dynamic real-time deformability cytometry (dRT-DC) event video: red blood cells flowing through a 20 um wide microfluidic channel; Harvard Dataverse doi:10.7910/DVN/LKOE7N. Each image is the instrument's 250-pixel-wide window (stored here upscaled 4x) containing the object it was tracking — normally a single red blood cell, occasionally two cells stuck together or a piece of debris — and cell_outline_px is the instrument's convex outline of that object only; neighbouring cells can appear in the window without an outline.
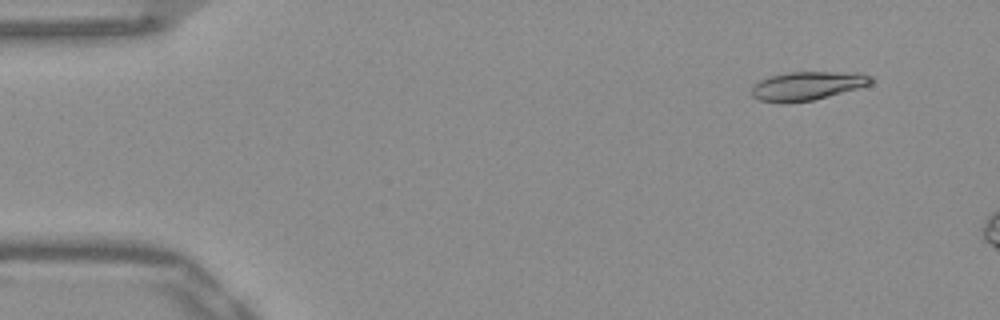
{"species": "Egyptian fruit bat (a non-hibernating species)", "species_latin": "Rousettus aegyptiacus", "temperature_condition": "warm", "stored_images_in_passage": 10, "camera_frame_rate_fps": 3000, "um_per_image_px": 0.085, "frame": {"image": 1, "passage_image": 5, "time_ms": 1.333, "image_size_px": [1000, 320], "cell_outline_px": [[876, 80], [872, 84], [828, 96], [812, 100], [788, 104], [780, 104], [760, 100], [752, 96], [752, 88], [760, 80], [772, 76], [788, 72], [860, 72], [872, 76]], "centroid_in_image_um": [68.66, 7.3], "position_along_channel_um": 16.3, "area_um2": 20.11}}